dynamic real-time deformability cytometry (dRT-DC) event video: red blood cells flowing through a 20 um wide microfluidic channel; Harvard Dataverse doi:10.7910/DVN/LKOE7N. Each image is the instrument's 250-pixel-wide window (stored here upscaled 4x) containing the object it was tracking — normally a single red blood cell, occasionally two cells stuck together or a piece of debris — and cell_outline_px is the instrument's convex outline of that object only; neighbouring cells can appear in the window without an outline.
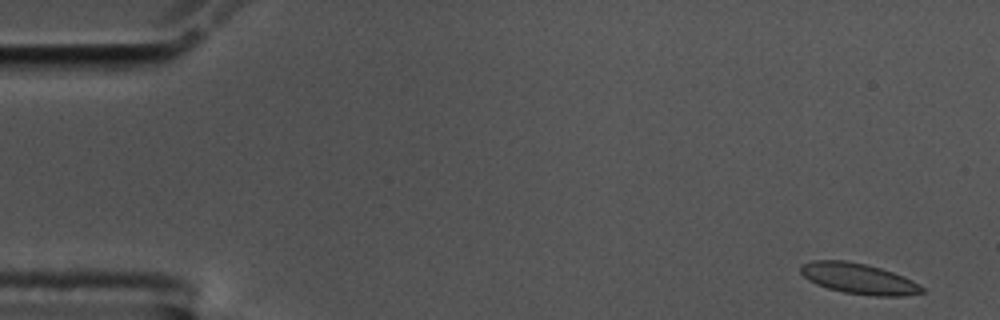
{"species": "common noctule bat (a hibernating species)", "species_latin": "Nyctalus noctula", "temperature_condition": "cold", "stored_images_in_passage": 55, "camera_frame_rate_fps": 3000, "um_per_image_px": 0.085, "animal": {"sex": "male", "body_mass_g": 17.5, "forearm_length_mm": 52.3}, "frame": {"image": 1, "passage_image": 1, "time_ms": 0.0, "image_size_px": [1000, 320], "cell_outline_px": [[924, 292], [900, 296], [872, 296], [844, 292], [828, 288], [816, 284], [808, 280], [800, 272], [800, 264], [812, 260], [848, 260], [880, 268], [904, 276], [920, 284], [924, 288]], "centroid_in_image_um": [72.97, 23.67], "position_along_channel_um": 12.0, "area_um2": 21.73}}
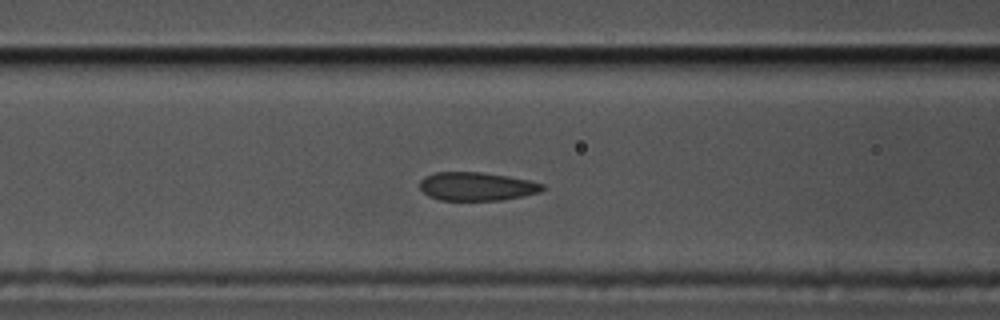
{"frame": {"image": 2, "passage_image": 21, "time_ms": 6.667, "image_size_px": [1000, 320], "cell_outline_px": [[544, 188], [540, 192], [500, 200], [440, 200], [428, 196], [420, 188], [420, 180], [424, 176], [436, 172], [480, 172], [508, 176], [528, 180], [544, 184]], "centroid_in_image_um": [40.49, 15.84], "position_along_channel_um": 126.1, "area_um2": 20.23}}
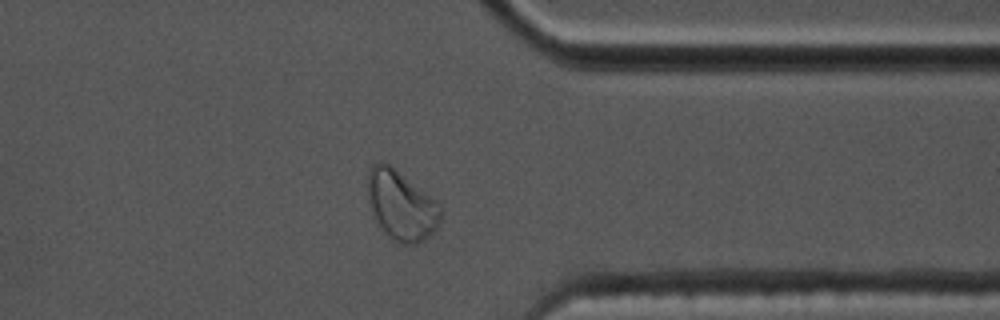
{"frame": {"image": 3, "passage_image": 43, "time_ms": 14.0, "image_size_px": [1000, 320], "cell_outline_px": [[444, 212], [440, 224], [424, 240], [416, 244], [400, 244], [392, 240], [372, 216], [368, 204], [368, 168], [376, 160], [384, 160], [436, 200], [440, 204]], "centroid_in_image_um": [34.1, 17.44], "position_along_channel_um": 377.3, "area_um2": 30.11}, "authors_computed_cell_mechanics": {"area_um2": 21.675, "velocity_mm_per_s": 3.5123, "shape_relaxation_time_tau1_ms": 5.2427, "shape_relaxation_time_tau2_ms": 1.1373, "deformation_change_tau1": 0.133, "deformation_change_tau2": 0.0534}}